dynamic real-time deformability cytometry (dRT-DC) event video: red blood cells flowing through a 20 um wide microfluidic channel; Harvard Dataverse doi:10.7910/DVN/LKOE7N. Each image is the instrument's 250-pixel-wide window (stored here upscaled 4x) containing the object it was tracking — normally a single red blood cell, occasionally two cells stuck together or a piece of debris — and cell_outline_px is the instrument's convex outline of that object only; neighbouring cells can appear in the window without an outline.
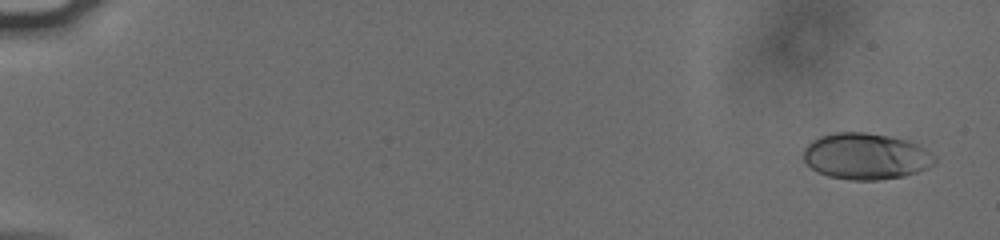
{"species": "human", "species_latin": "Homo sapiens", "temperature_condition": "cold", "stored_images_in_passage": 56, "camera_frame_rate_fps": 3000, "um_per_image_px": 0.085, "donor": {"sex": "male"}, "frame": {"image": 1, "passage_image": 3, "time_ms": 0.667, "image_size_px": [1000, 240], "cell_outline_px": [[936, 164], [928, 168], [904, 176], [876, 180], [852, 180], [828, 176], [816, 172], [804, 160], [804, 148], [812, 140], [820, 136], [836, 132], [864, 132], [888, 136], [908, 140], [924, 148], [936, 156]], "centroid_in_image_um": [73.61, 13.29], "position_along_channel_um": 11.4, "area_um2": 35.49}}
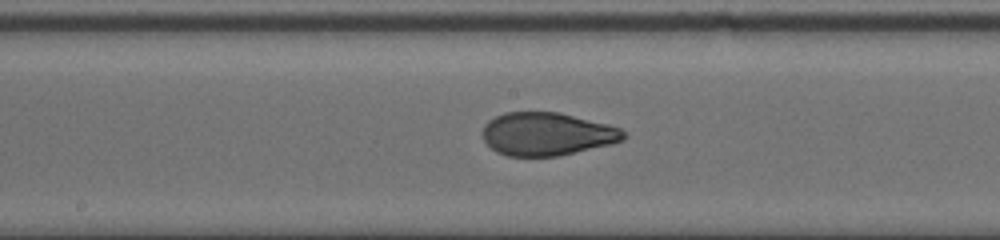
{"frame": {"image": 2, "passage_image": 32, "time_ms": 10.333, "image_size_px": [1000, 240], "cell_outline_px": [[628, 136], [624, 140], [612, 144], [560, 156], [508, 156], [496, 152], [484, 140], [484, 124], [488, 120], [504, 112], [560, 112], [620, 128]], "centroid_in_image_um": [46.51, 11.4], "position_along_channel_um": 201.7, "area_um2": 35.37}}
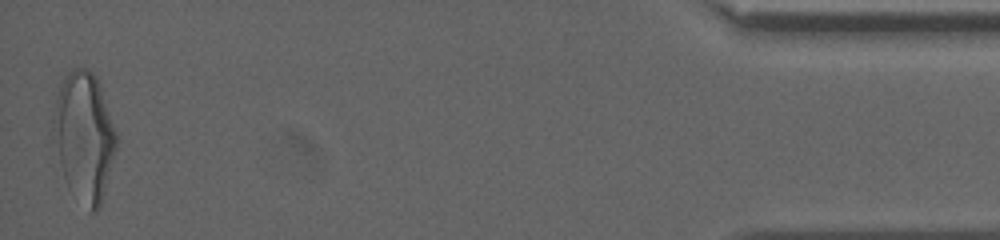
{"frame": {"image": 3, "passage_image": 56, "time_ms": 18.333, "image_size_px": [1000, 240], "cell_outline_px": [[120, 140], [100, 208], [96, 212], [88, 212], [68, 188], [60, 164], [52, 124], [52, 120], [56, 96], [60, 84], [64, 76], [72, 68], [84, 68], [92, 72], [96, 76]], "centroid_in_image_um": [7.18, 11.64], "position_along_channel_um": 428.0, "area_um2": 47.86}, "authors_computed_cell_mechanics": {"area_um2": 35.7782, "velocity_mm_per_s": 3.8055, "shape_relaxation_time_tau1_ms": 3.797, "shape_relaxation_time_tau2_ms": 0.9272, "deformation_change_tau1": 0.171, "deformation_change_tau2": 0.0523}}